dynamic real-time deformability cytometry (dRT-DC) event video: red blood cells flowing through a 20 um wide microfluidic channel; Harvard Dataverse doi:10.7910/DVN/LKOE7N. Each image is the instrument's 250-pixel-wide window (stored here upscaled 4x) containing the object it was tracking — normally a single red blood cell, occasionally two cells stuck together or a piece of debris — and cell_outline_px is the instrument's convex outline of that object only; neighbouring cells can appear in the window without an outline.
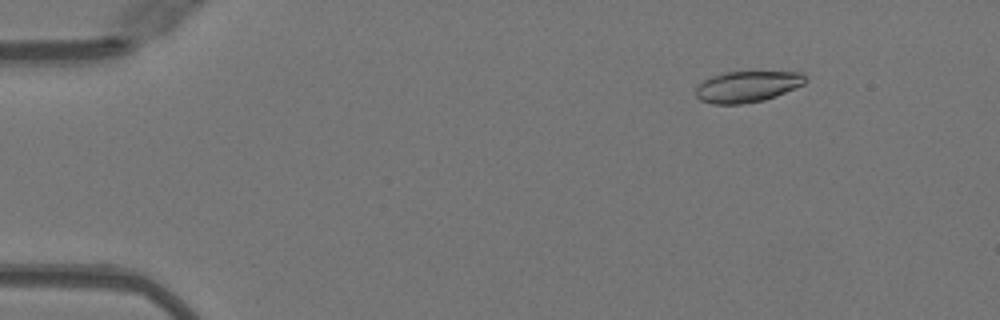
{"species": "Egyptian fruit bat (a non-hibernating species)", "species_latin": "Rousettus aegyptiacus", "temperature_condition": "warm", "stored_images_in_passage": 46, "camera_frame_rate_fps": 3000, "um_per_image_px": 0.085, "animal": {"sex": "female"}, "frame": {"image": 1, "passage_image": 1, "time_ms": 0.0, "image_size_px": [1000, 320], "cell_outline_px": [[808, 80], [804, 84], [776, 96], [764, 100], [740, 104], [712, 104], [700, 100], [696, 96], [696, 88], [704, 80], [712, 76], [724, 72], [804, 72]], "centroid_in_image_um": [63.54, 7.36], "position_along_channel_um": 21.5, "area_um2": 19.88}}
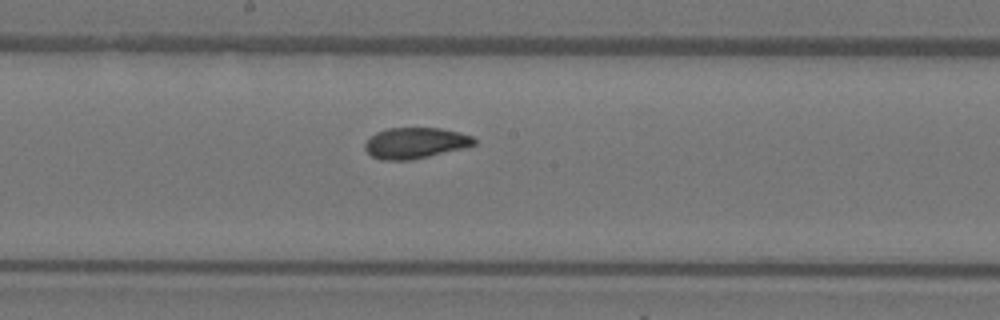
{"frame": {"image": 2, "passage_image": 22, "time_ms": 7.0, "image_size_px": [1000, 320], "cell_outline_px": [[476, 144], [464, 148], [428, 156], [408, 160], [380, 160], [372, 156], [364, 148], [364, 144], [376, 132], [388, 128], [440, 128], [472, 136], [476, 140]], "centroid_in_image_um": [35.29, 12.16], "position_along_channel_um": 212.9, "area_um2": 19.48}}
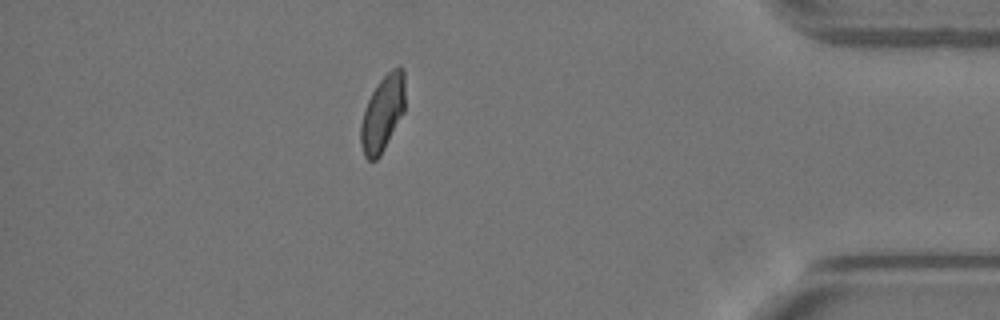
{"frame": {"image": 3, "passage_image": 39, "time_ms": 12.667, "image_size_px": [1000, 320], "cell_outline_px": [[404, 112], [380, 156], [376, 160], [368, 160], [364, 156], [360, 144], [360, 124], [368, 100], [376, 84], [392, 68], [400, 64], [404, 68]], "centroid_in_image_um": [32.52, 9.62], "position_along_channel_um": 402.7, "area_um2": 19.65}, "authors_computed_cell_mechanics": {"area_um2": 20.2011, "velocity_mm_per_s": 4.058, "shape_relaxation_time_tau1_ms": 3.9771, "shape_relaxation_time_tau2_ms": 1.2436, "deformation_change_tau1": 0.141, "deformation_change_tau2": 0.0381}}